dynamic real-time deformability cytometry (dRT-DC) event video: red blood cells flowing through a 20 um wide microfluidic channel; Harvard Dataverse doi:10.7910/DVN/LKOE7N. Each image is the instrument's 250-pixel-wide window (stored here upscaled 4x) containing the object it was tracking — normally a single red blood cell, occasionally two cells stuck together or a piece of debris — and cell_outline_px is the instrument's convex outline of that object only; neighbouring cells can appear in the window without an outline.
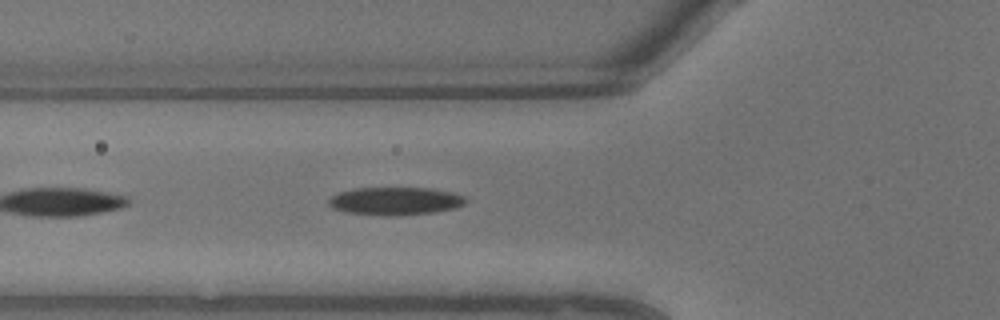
{"species": "common noctule bat (a hibernating species)", "species_latin": "Nyctalus noctula", "temperature_condition": "warm", "stored_images_in_passage": 5, "camera_frame_rate_fps": 3000, "um_per_image_px": 0.085, "animal": {"sex": "male", "body_mass_g": 13.3}, "frame": {"image": 1, "passage_image": 5, "time_ms": 1.333, "image_size_px": [1000, 320], "cell_outline_px": [[468, 200], [464, 204], [456, 208], [432, 212], [388, 216], [344, 212], [332, 208], [328, 204], [328, 200], [332, 196], [340, 192], [352, 188], [432, 188], [456, 192], [464, 196]], "centroid_in_image_um": [33.61, 17.08], "position_along_channel_um": 92.2, "area_um2": 22.43}}